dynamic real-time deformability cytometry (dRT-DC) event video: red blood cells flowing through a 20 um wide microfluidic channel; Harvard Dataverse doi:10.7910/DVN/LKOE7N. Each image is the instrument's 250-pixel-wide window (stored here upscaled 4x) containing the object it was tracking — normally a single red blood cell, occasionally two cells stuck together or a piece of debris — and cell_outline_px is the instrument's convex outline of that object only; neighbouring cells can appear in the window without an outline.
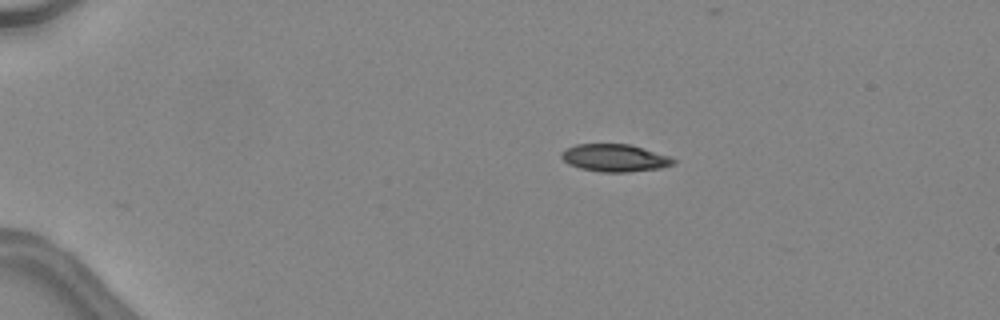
{"species": "common noctule bat (a hibernating species)", "species_latin": "Nyctalus noctula", "temperature_condition": "warm", "stored_images_in_passage": 38, "camera_frame_rate_fps": 3000, "um_per_image_px": 0.085, "animal": {"sex": "female", "body_mass_g": 24.6, "forearm_length_mm": 56.2}, "frame": {"image": 1, "passage_image": 1, "time_ms": 0.0, "image_size_px": [1000, 320], "cell_outline_px": [[676, 164], [660, 168], [628, 172], [600, 172], [580, 168], [568, 164], [560, 156], [560, 152], [576, 144], [632, 144], [668, 156], [676, 160]], "centroid_in_image_um": [52.25, 13.42], "position_along_channel_um": 32.7, "area_um2": 17.98}}
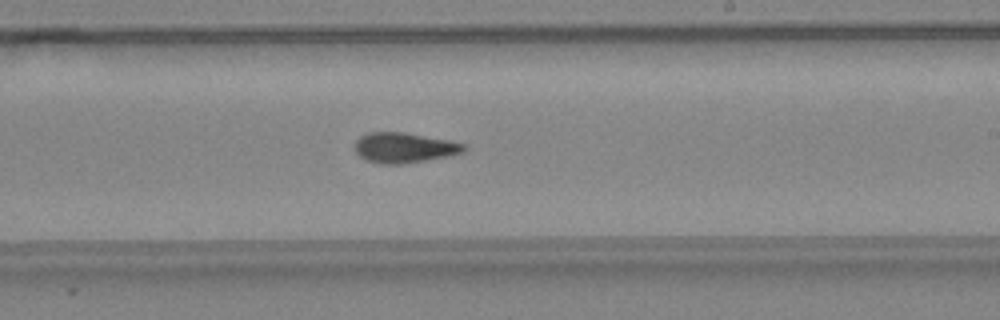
{"frame": {"image": 2, "passage_image": 21, "time_ms": 6.667, "image_size_px": [1000, 320], "cell_outline_px": [[468, 148], [464, 152], [448, 156], [404, 164], [380, 164], [368, 160], [360, 156], [356, 152], [356, 140], [360, 136], [368, 132], [404, 132], [448, 140], [468, 144]], "centroid_in_image_um": [34.4, 12.55], "position_along_channel_um": 254.6, "area_um2": 19.25}}
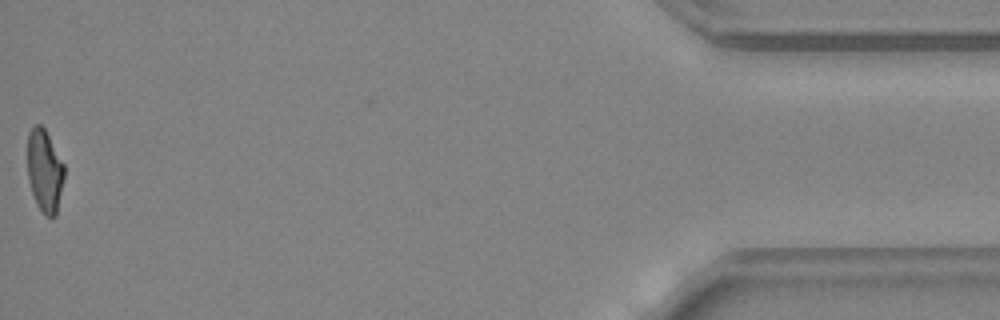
{"frame": {"image": 3, "passage_image": 38, "time_ms": 12.333, "image_size_px": [1000, 320], "cell_outline_px": [[64, 176], [56, 216], [44, 216], [36, 204], [32, 192], [28, 176], [28, 132], [36, 124], [40, 124], [44, 128], [64, 164]], "centroid_in_image_um": [3.79, 14.53], "position_along_channel_um": 431.4, "area_um2": 17.51}, "authors_computed_cell_mechanics": {"area_um2": 19.0162, "velocity_mm_per_s": 4.5556, "shape_relaxation_time_tau1_ms": null, "shape_relaxation_time_tau2_ms": 2.1662, "deformation_change_tau1": null, "deformation_change_tau2": 0.0981}}